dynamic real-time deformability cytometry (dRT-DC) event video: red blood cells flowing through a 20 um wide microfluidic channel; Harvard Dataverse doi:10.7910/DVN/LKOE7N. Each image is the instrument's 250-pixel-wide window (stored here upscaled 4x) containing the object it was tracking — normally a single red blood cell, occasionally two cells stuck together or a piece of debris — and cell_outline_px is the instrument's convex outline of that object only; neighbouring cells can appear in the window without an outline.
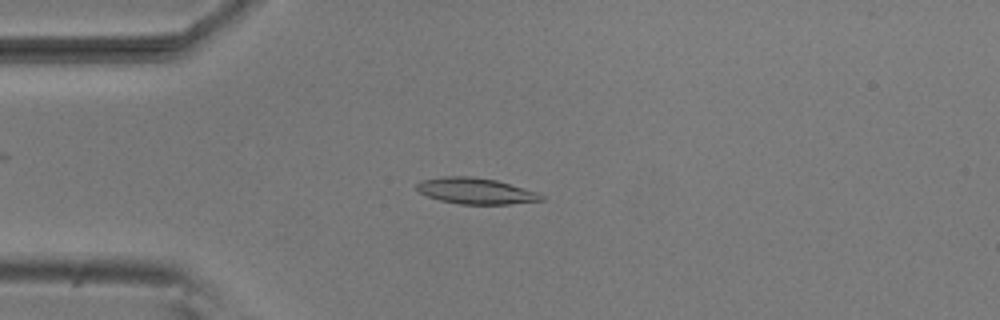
{"species": "common noctule bat (a hibernating species)", "species_latin": "Nyctalus noctula", "temperature_condition": "room temperature", "stored_images_in_passage": 53, "camera_frame_rate_fps": 3000, "um_per_image_px": 0.085, "animal": {"sex": "male", "body_mass_g": 20.5, "forearm_length_mm": 52.5}, "frame": {"image": 1, "passage_image": 13, "time_ms": 4.0, "image_size_px": [1000, 320], "cell_outline_px": [[544, 200], [508, 204], [460, 204], [440, 200], [428, 196], [420, 192], [416, 188], [416, 184], [420, 180], [444, 176], [472, 176], [496, 180], [540, 192], [544, 196]], "centroid_in_image_um": [40.46, 16.22], "position_along_channel_um": 44.5, "area_um2": 19.02}}
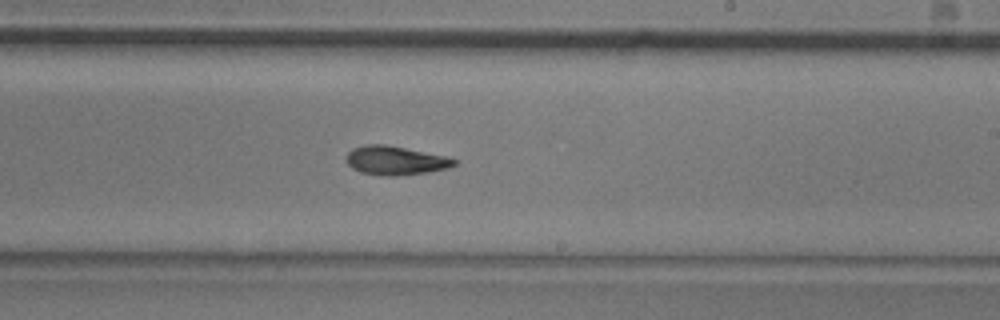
{"frame": {"image": 2, "passage_image": 31, "time_ms": 10.0, "image_size_px": [1000, 320], "cell_outline_px": [[456, 164], [448, 168], [428, 172], [396, 176], [384, 176], [360, 172], [352, 168], [348, 164], [348, 152], [352, 148], [364, 144], [384, 144], [448, 156], [456, 160]], "centroid_in_image_um": [33.62, 13.64], "position_along_channel_um": 255.4, "area_um2": 18.15}}
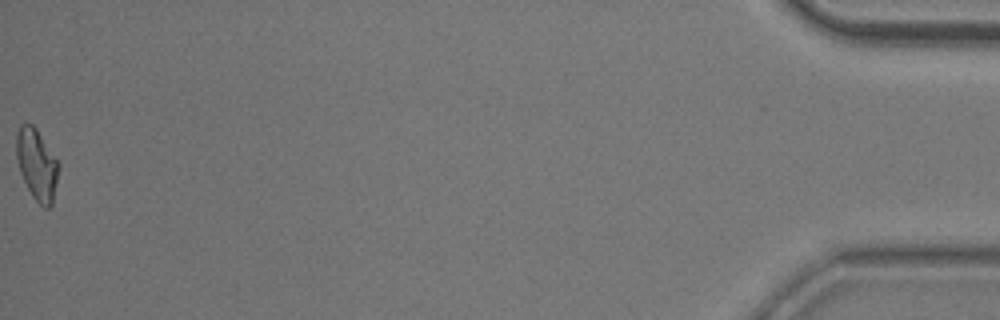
{"frame": {"image": 3, "passage_image": 53, "time_ms": 17.333, "image_size_px": [1000, 320], "cell_outline_px": [[60, 164], [52, 204], [48, 208], [44, 208], [32, 196], [20, 172], [16, 156], [16, 136], [20, 124], [32, 124], [36, 128]], "centroid_in_image_um": [3.13, 13.98], "position_along_channel_um": 432.1, "area_um2": 17.34}, "authors_computed_cell_mechanics": {"area_um2": 17.918, "velocity_mm_per_s": 3.7866, "shape_relaxation_time_tau1_ms": 4.674, "shape_relaxation_time_tau2_ms": 7.756, "deformation_change_tau1": 0.1652, "deformation_change_tau2": 0.1512}}